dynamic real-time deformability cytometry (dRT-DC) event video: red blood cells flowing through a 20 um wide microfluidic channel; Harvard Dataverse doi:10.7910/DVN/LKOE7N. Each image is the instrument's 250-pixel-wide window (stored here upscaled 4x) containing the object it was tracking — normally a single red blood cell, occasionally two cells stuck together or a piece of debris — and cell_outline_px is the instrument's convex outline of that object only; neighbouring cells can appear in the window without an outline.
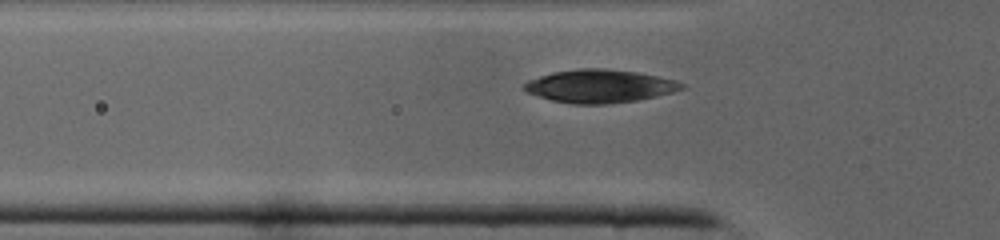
{"species": "common noctule bat (a hibernating species)", "species_latin": "Nyctalus noctula", "temperature_condition": "cold", "stored_images_in_passage": 29, "camera_frame_rate_fps": 3000, "um_per_image_px": 0.085, "animal": {"sex": "male", "body_mass_g": 19.0, "forearm_length_mm": 50.8}, "frame": {"image": 1, "passage_image": 5, "time_ms": 1.333, "image_size_px": [1000, 240], "cell_outline_px": [[684, 88], [672, 92], [656, 96], [636, 100], [608, 104], [572, 104], [552, 100], [528, 92], [524, 88], [524, 84], [528, 80], [552, 72], [580, 68], [604, 68], [636, 72], [676, 80], [684, 84]], "centroid_in_image_um": [50.97, 7.32], "position_along_channel_um": 74.8, "area_um2": 30.11}}
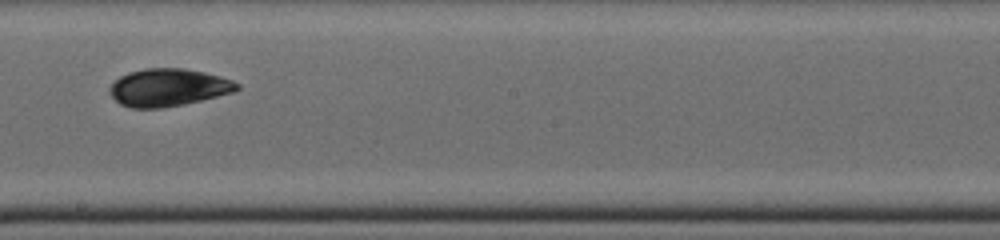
{"frame": {"image": 2, "passage_image": 15, "time_ms": 4.667, "image_size_px": [1000, 240], "cell_outline_px": [[240, 88], [236, 92], [184, 104], [160, 108], [132, 108], [120, 104], [108, 92], [108, 88], [120, 76], [128, 72], [144, 68], [184, 68], [204, 72], [220, 76], [232, 80], [240, 84]], "centroid_in_image_um": [14.32, 7.43], "position_along_channel_um": 233.9, "area_um2": 28.03}}
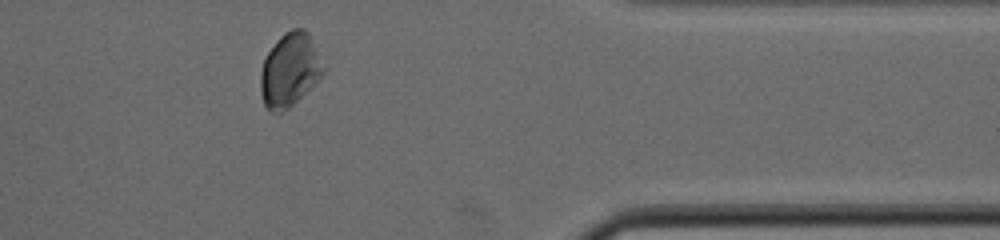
{"frame": {"image": 3, "passage_image": 26, "time_ms": 8.333, "image_size_px": [1000, 240], "cell_outline_px": [[324, 72], [284, 112], [268, 112], [264, 104], [260, 92], [260, 76], [264, 60], [268, 52], [276, 40], [280, 36], [292, 28], [304, 28], [308, 32], [324, 68]], "centroid_in_image_um": [24.57, 5.94], "position_along_channel_um": 386.8, "area_um2": 26.3}}